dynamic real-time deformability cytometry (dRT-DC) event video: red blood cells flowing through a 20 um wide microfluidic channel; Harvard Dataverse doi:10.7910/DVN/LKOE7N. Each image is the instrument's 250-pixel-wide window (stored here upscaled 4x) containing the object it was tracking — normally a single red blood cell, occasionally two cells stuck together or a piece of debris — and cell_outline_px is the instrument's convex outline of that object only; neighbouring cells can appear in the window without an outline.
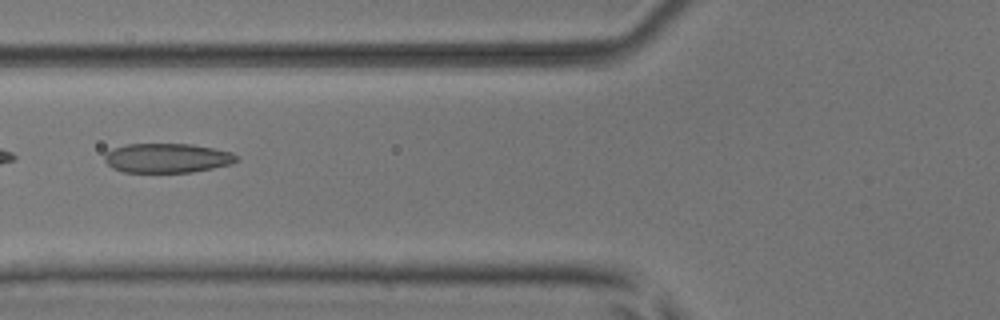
{"species": "common noctule bat (a hibernating species)", "species_latin": "Nyctalus noctula", "temperature_condition": "room temperature", "stored_images_in_passage": 5, "camera_frame_rate_fps": 3000, "um_per_image_px": 0.085, "animal": {"sex": "male", "body_mass_g": 17.9, "forearm_length_mm": 54.2}, "frame": {"image": 1, "passage_image": 5, "time_ms": 4.667, "image_size_px": [1000, 320], "cell_outline_px": [[240, 160], [232, 164], [192, 172], [124, 172], [112, 168], [104, 160], [104, 156], [112, 148], [128, 144], [192, 144], [232, 152]], "centroid_in_image_um": [14.22, 13.43], "position_along_channel_um": 111.6, "area_um2": 22.6}}